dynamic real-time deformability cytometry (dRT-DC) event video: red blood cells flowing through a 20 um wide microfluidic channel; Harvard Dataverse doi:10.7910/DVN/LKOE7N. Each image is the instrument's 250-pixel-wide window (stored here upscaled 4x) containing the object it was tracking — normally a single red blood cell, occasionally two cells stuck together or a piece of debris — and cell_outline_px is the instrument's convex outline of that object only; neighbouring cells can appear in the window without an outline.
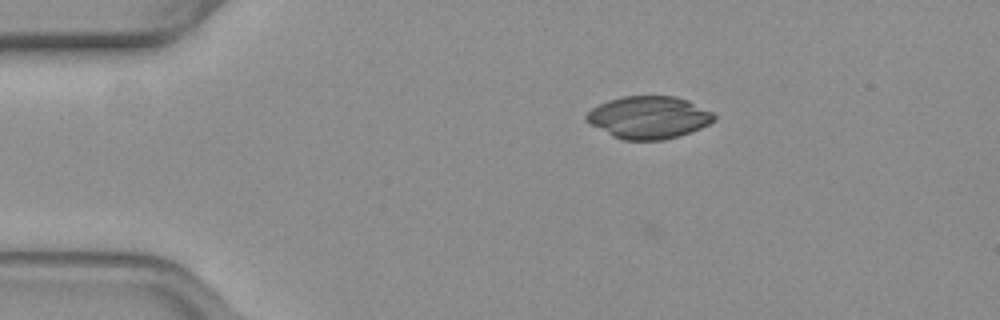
{"species": "common noctule bat (a hibernating species)", "species_latin": "Nyctalus noctula", "temperature_condition": "warm", "stored_images_in_passage": 58, "camera_frame_rate_fps": 3000, "um_per_image_px": 0.085, "animal": {"sex": "female", "body_mass_g": 19.3, "forearm_length_mm": 54.1}, "frame": {"image": 1, "passage_image": 15, "time_ms": 4.667, "image_size_px": [1000, 320], "cell_outline_px": [[716, 120], [700, 128], [676, 136], [660, 140], [624, 140], [612, 136], [584, 120], [584, 116], [592, 108], [608, 100], [624, 96], [676, 96], [688, 100], [712, 112], [716, 116]], "centroid_in_image_um": [55.13, 9.97], "position_along_channel_um": 29.9, "area_um2": 31.39}}
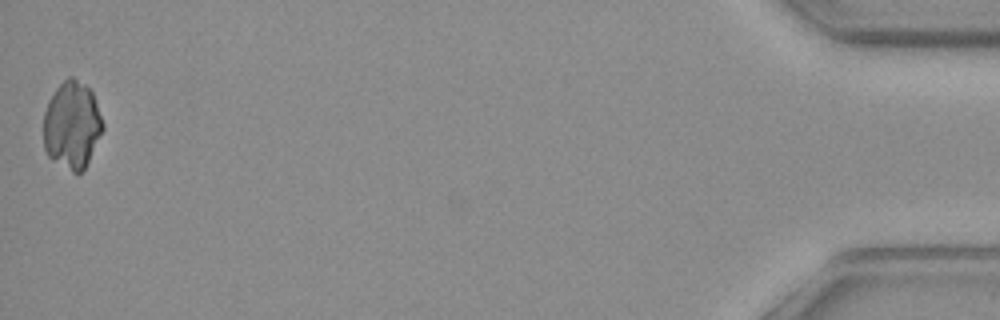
{"frame": {"image": 2, "passage_image": 58, "time_ms": 19.0, "image_size_px": [1000, 320], "cell_outline_px": [[104, 128], [84, 168], [80, 172], [72, 172], [48, 156], [44, 148], [44, 112], [48, 100], [56, 88], [68, 76], [72, 76], [84, 84], [92, 92], [104, 124]], "centroid_in_image_um": [6.11, 10.6], "position_along_channel_um": 429.1, "area_um2": 29.88}}